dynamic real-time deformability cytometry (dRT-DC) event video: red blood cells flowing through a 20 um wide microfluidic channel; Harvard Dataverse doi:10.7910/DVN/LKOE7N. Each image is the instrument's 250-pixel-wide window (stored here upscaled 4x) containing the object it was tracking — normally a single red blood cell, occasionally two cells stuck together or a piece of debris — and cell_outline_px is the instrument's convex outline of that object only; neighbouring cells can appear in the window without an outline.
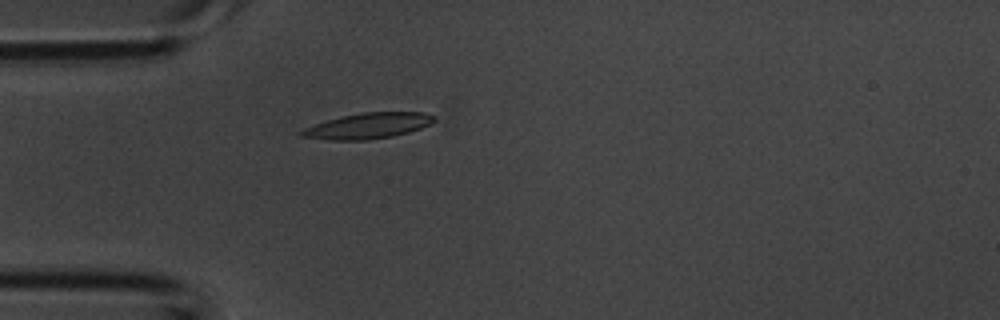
{"species": "common noctule bat (a hibernating species)", "species_latin": "Nyctalus noctula", "temperature_condition": "room temperature", "stored_images_in_passage": 3, "camera_frame_rate_fps": 3000, "um_per_image_px": 0.085, "animal": {"sex": "male", "body_mass_g": 20.1, "forearm_length_mm": 53.5}, "frame": {"image": 1, "passage_image": 3, "time_ms": 0.667, "image_size_px": [1000, 320], "cell_outline_px": [[436, 120], [420, 128], [408, 132], [392, 136], [368, 140], [332, 140], [300, 136], [296, 132], [304, 128], [328, 120], [344, 116], [364, 112], [424, 112], [436, 116]], "centroid_in_image_um": [31.28, 10.69], "position_along_channel_um": 53.7, "area_um2": 19.65}}